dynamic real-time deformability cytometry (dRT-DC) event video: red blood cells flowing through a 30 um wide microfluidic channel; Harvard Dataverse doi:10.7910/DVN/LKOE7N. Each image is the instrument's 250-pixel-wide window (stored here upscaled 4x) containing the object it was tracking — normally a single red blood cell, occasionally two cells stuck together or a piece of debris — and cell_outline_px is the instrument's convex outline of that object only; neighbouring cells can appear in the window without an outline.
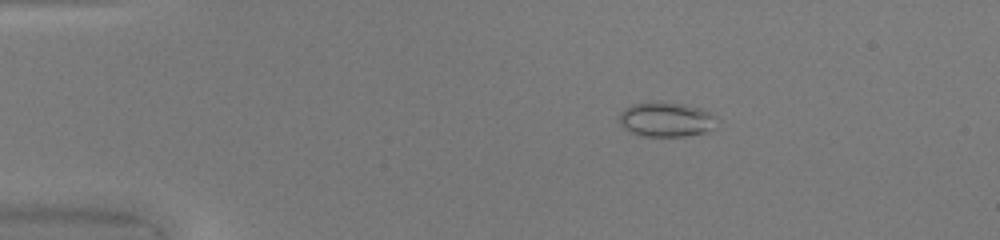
{"species": "common noctule bat (a hibernating species)", "species_latin": "Nyctalus noctula", "temperature_condition": "warm", "stored_images_in_passage": 50, "camera_frame_rate_fps": 3000, "um_per_image_px": 0.085, "animal": {"sex": "female", "body_mass_g": 20.0, "forearm_length_mm": 54.0}, "frame": {"image": 1, "passage_image": 10, "time_ms": 3.0, "image_size_px": [1000, 240], "cell_outline_px": [[716, 116], [712, 128], [708, 132], [684, 136], [640, 136], [628, 132], [620, 124], [620, 112], [624, 108], [632, 104], [684, 104], [700, 108]], "centroid_in_image_um": [56.59, 10.2], "position_along_channel_um": 28.4, "area_um2": 19.19}}
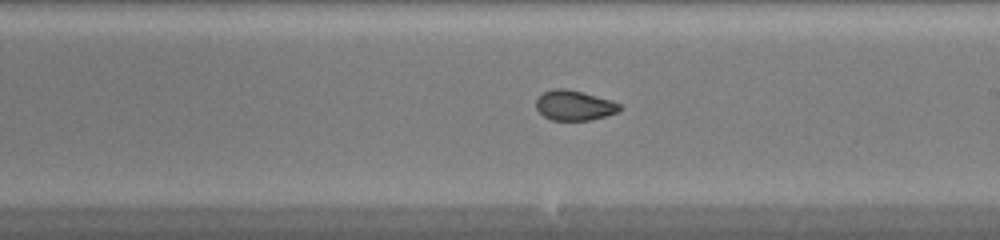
{"frame": {"image": 2, "passage_image": 30, "time_ms": 9.667, "image_size_px": [1000, 240], "cell_outline_px": [[624, 108], [616, 112], [604, 116], [588, 120], [552, 120], [544, 116], [536, 108], [536, 100], [544, 92], [556, 88], [564, 88], [612, 100], [620, 104]], "centroid_in_image_um": [48.82, 8.96], "position_along_channel_um": 240.2, "area_um2": 14.39}}
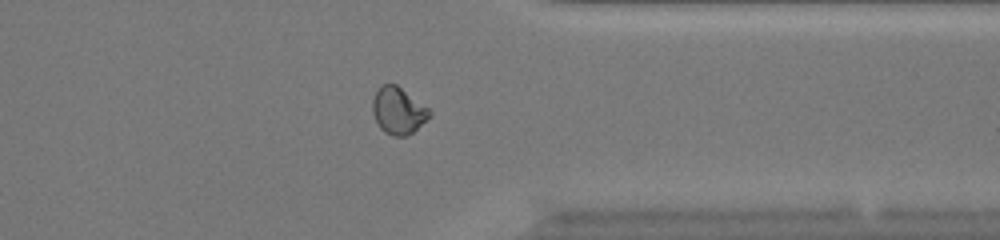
{"frame": {"image": 3, "passage_image": 40, "time_ms": 13.0, "image_size_px": [1000, 240], "cell_outline_px": [[432, 112], [412, 132], [404, 136], [392, 136], [384, 132], [380, 128], [372, 112], [372, 100], [376, 92], [384, 84], [396, 84], [428, 108]], "centroid_in_image_um": [33.81, 9.41], "position_along_channel_um": 377.6, "area_um2": 15.09}}